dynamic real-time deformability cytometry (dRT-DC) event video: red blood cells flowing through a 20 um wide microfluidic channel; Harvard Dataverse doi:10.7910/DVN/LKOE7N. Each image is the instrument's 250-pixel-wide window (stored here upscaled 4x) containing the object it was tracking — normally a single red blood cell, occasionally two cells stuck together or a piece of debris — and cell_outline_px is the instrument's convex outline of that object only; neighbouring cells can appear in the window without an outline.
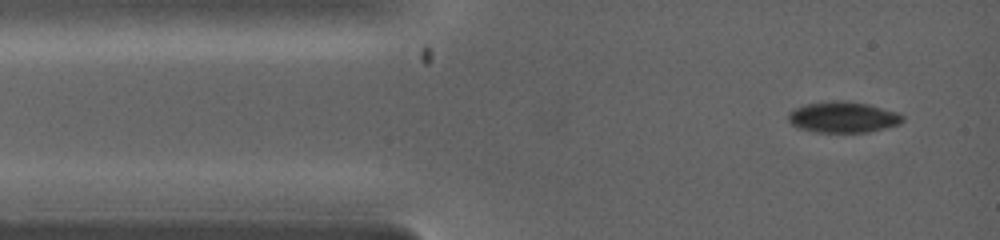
{"species": "common noctule bat (a hibernating species)", "species_latin": "Nyctalus noctula", "temperature_condition": "warm", "stored_images_in_passage": 5, "camera_frame_rate_fps": 5000, "um_per_image_px": 0.085, "animal": {"sex": "female", "body_mass_g": 19.0, "forearm_length_mm": 53.3}, "frame": {"image": 1, "passage_image": 1, "time_ms": 0.0, "image_size_px": [1000, 240], "cell_outline_px": [[904, 120], [900, 124], [868, 132], [816, 132], [796, 128], [788, 120], [788, 112], [792, 108], [808, 104], [836, 100], [840, 100], [868, 104], [900, 112], [904, 116]], "centroid_in_image_um": [71.66, 9.96], "position_along_channel_um": 13.3, "area_um2": 20.81}}
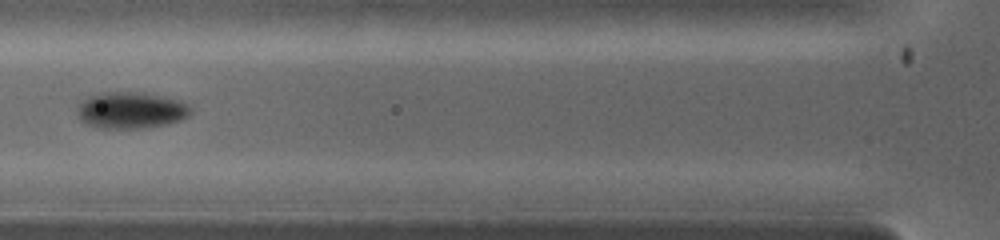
{"frame": {"image": 2, "passage_image": 4, "time_ms": 2.6, "image_size_px": [1000, 240], "cell_outline_px": [[192, 112], [188, 116], [180, 120], [164, 124], [144, 128], [96, 128], [84, 124], [80, 120], [80, 104], [84, 100], [92, 96], [108, 92], [128, 92], [156, 96], [176, 100], [188, 104], [192, 108]], "centroid_in_image_um": [11.14, 9.41], "position_along_channel_um": 114.7, "area_um2": 23.41}}
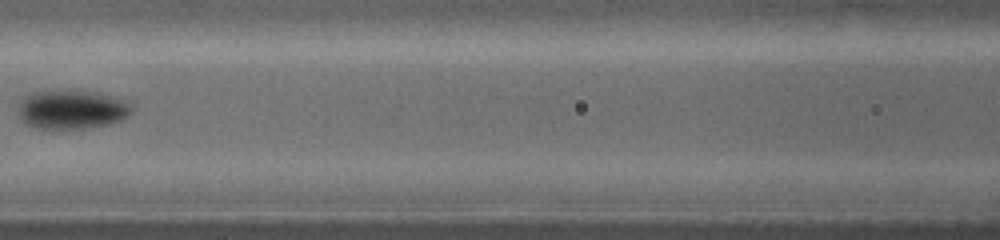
{"frame": {"image": 3, "passage_image": 5, "time_ms": 3.4, "image_size_px": [1000, 240], "cell_outline_px": [[132, 112], [120, 120], [104, 124], [84, 128], [36, 128], [24, 124], [20, 116], [20, 104], [28, 96], [36, 92], [96, 92], [124, 100], [132, 108]], "centroid_in_image_um": [6.11, 9.33], "position_along_channel_um": 160.5, "area_um2": 24.62}}